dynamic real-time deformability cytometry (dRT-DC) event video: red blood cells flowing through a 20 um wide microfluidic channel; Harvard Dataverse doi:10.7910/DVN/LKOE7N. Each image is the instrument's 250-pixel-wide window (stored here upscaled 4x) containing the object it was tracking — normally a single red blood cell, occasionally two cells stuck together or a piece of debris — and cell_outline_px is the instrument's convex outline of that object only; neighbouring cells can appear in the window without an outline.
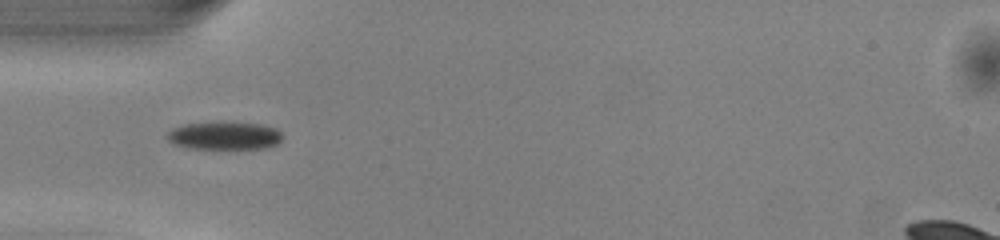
{"species": "common noctule bat (a hibernating species)", "species_latin": "Nyctalus noctula", "temperature_condition": "warm", "stored_images_in_passage": 32, "camera_frame_rate_fps": 3000, "um_per_image_px": 0.085, "animal": {"sex": "male", "body_mass_g": 13.0, "forearm_length_mm": 53.1}, "frame": {"image": 1, "passage_image": 1, "time_ms": 0.0, "image_size_px": [1000, 240], "cell_outline_px": [[280, 140], [276, 144], [264, 148], [188, 148], [172, 144], [164, 136], [172, 128], [184, 124], [220, 120], [264, 124], [276, 128], [280, 132]], "centroid_in_image_um": [19.01, 11.49], "position_along_channel_um": 66.0, "area_um2": 19.25}}
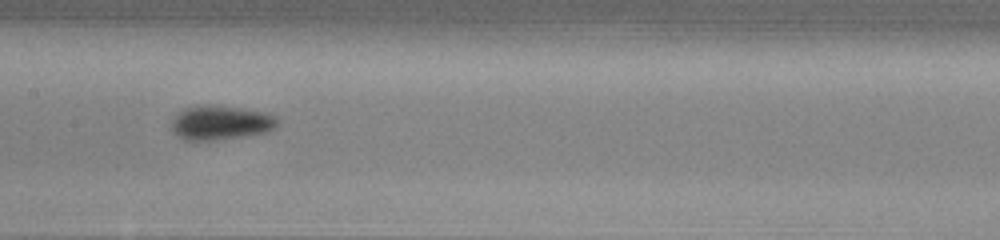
{"frame": {"image": 2, "passage_image": 10, "time_ms": 3.0, "image_size_px": [1000, 240], "cell_outline_px": [[276, 128], [268, 132], [216, 140], [184, 140], [176, 136], [172, 132], [172, 120], [184, 108], [200, 104], [212, 104], [268, 112], [276, 116]], "centroid_in_image_um": [18.75, 10.42], "position_along_channel_um": 188.7, "area_um2": 21.39}}
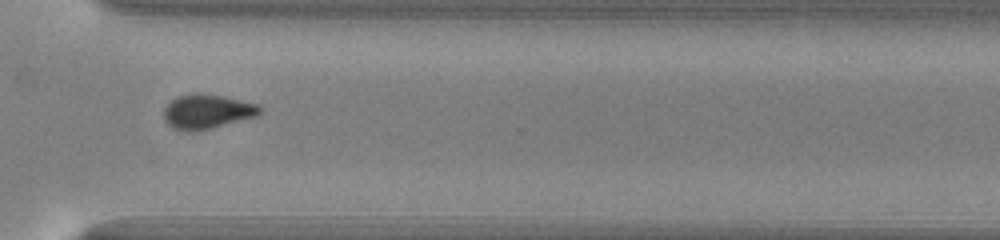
{"frame": {"image": 3, "passage_image": 22, "time_ms": 7.0, "image_size_px": [1000, 240], "cell_outline_px": [[264, 112], [256, 116], [212, 128], [196, 132], [188, 132], [172, 128], [168, 124], [164, 116], [164, 108], [172, 100], [180, 96], [192, 92], [196, 92], [224, 96], [256, 104], [264, 108]], "centroid_in_image_um": [17.62, 9.49], "position_along_channel_um": 353.0, "area_um2": 19.42}, "authors_computed_cell_mechanics": {"area_um2": 19.5075, "velocity_mm_per_s": 4.1026, "shape_relaxation_time_tau1_ms": 2.855, "shape_relaxation_time_tau2_ms": null, "deformation_change_tau1": 0.1017, "deformation_change_tau2": null}}